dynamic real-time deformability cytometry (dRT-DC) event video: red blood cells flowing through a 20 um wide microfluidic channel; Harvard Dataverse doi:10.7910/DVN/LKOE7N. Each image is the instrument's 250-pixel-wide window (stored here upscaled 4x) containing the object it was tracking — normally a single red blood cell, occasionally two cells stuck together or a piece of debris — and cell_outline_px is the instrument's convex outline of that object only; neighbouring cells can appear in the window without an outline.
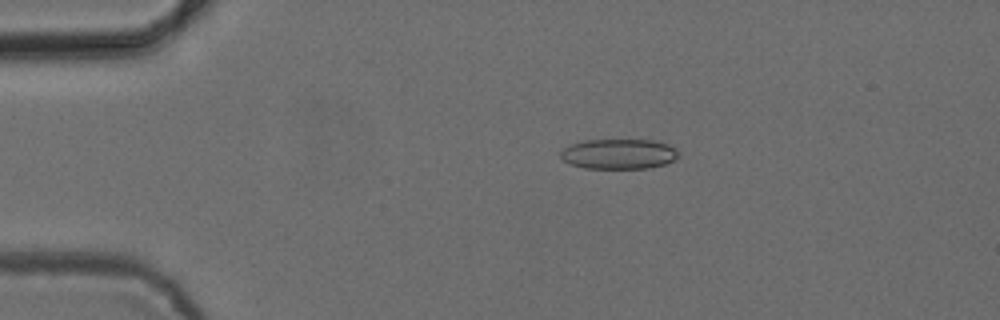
{"species": "common noctule bat (a hibernating species)", "species_latin": "Nyctalus noctula", "temperature_condition": "cold", "stored_images_in_passage": 46, "camera_frame_rate_fps": 3000, "um_per_image_px": 0.085, "animal": {"sex": "female", "body_mass_g": 24.6, "forearm_length_mm": 56.2}, "frame": {"image": 1, "passage_image": 4, "time_ms": 1.0, "image_size_px": [1000, 320], "cell_outline_px": [[680, 152], [672, 160], [664, 164], [648, 168], [584, 168], [572, 164], [564, 160], [560, 156], [560, 152], [564, 148], [572, 144], [584, 140], [652, 140], [668, 144], [676, 148]], "centroid_in_image_um": [52.6, 13.08], "position_along_channel_um": 32.4, "area_um2": 20.52}}
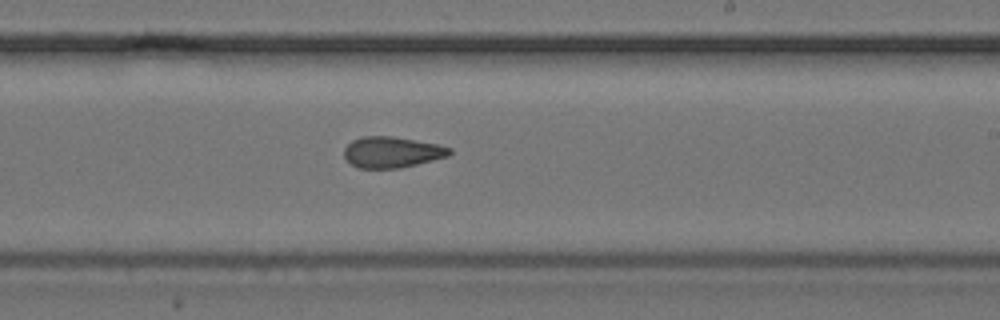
{"frame": {"image": 2, "passage_image": 25, "time_ms": 8.0, "image_size_px": [1000, 320], "cell_outline_px": [[452, 152], [448, 156], [400, 168], [360, 168], [352, 164], [344, 156], [344, 148], [352, 140], [364, 136], [392, 136], [436, 144], [452, 148]], "centroid_in_image_um": [33.31, 12.93], "position_along_channel_um": 255.7, "area_um2": 18.84}}
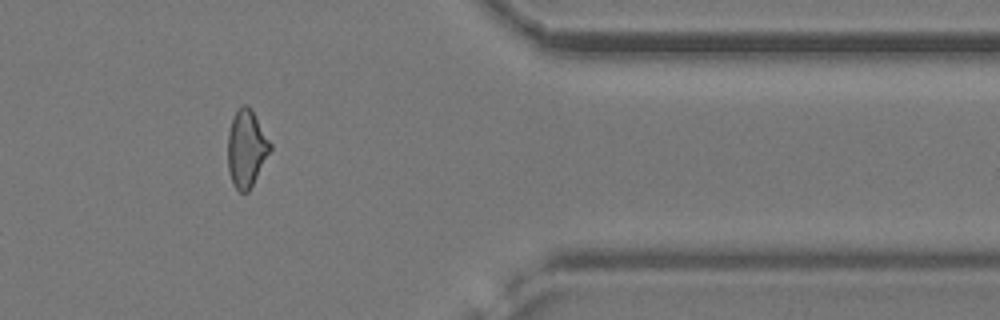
{"frame": {"image": 3, "passage_image": 37, "time_ms": 12.0, "image_size_px": [1000, 320], "cell_outline_px": [[272, 148], [248, 192], [240, 192], [232, 184], [228, 168], [228, 132], [232, 120], [236, 112], [244, 104], [248, 104], [252, 108], [272, 144]], "centroid_in_image_um": [20.95, 12.6], "position_along_channel_um": 390.4, "area_um2": 19.02}, "authors_computed_cell_mechanics": {"area_um2": 19.5653, "velocity_mm_per_s": 3.8847, "shape_relaxation_time_tau1_ms": 11.0027, "shape_relaxation_time_tau2_ms": 3.6183, "deformation_change_tau1": 0.1835, "deformation_change_tau2": 0.1068}}